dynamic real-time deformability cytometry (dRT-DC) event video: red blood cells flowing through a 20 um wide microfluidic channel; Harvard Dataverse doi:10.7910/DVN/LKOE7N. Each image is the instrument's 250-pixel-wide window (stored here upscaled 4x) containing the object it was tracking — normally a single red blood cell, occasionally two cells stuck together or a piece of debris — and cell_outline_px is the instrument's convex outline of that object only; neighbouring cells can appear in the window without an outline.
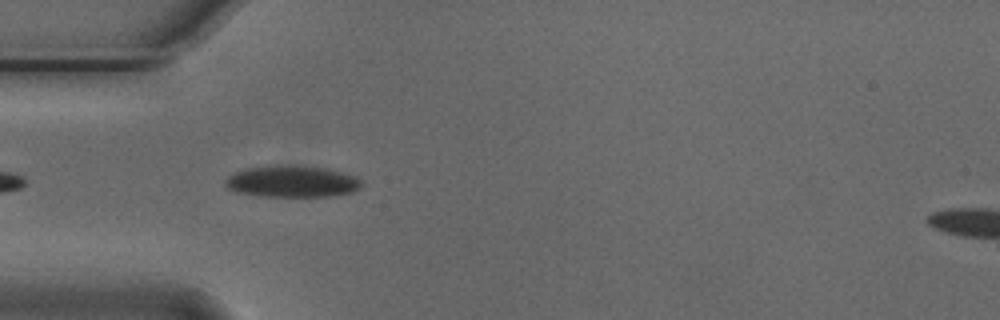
{"species": "Egyptian fruit bat (a non-hibernating species)", "species_latin": "Rousettus aegyptiacus", "temperature_condition": "cold", "stored_images_in_passage": 41, "camera_frame_rate_fps": 3000, "um_per_image_px": 0.085, "animal": {"sex": "male"}, "frame": {"image": 1, "passage_image": 3, "time_ms": 0.667, "image_size_px": [1000, 320], "cell_outline_px": [[364, 184], [360, 188], [352, 192], [332, 196], [256, 196], [236, 192], [228, 188], [224, 184], [224, 180], [232, 172], [244, 168], [268, 164], [296, 164], [328, 168], [344, 172], [356, 176]], "centroid_in_image_um": [24.79, 15.39], "position_along_channel_um": 60.2, "area_um2": 26.01}}
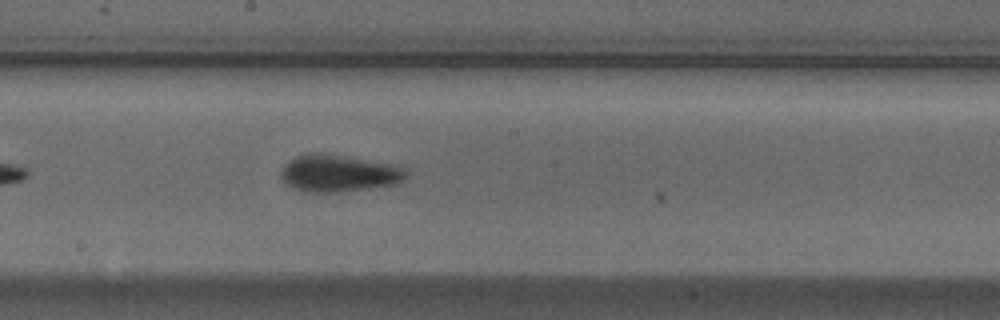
{"frame": {"image": 2, "passage_image": 16, "time_ms": 5.0, "image_size_px": [1000, 320], "cell_outline_px": [[408, 176], [404, 180], [396, 184], [340, 192], [308, 192], [292, 188], [280, 176], [280, 172], [284, 164], [288, 160], [296, 156], [308, 152], [320, 152], [400, 164], [408, 172]], "centroid_in_image_um": [28.82, 14.7], "position_along_channel_um": 219.4, "area_um2": 27.63}}
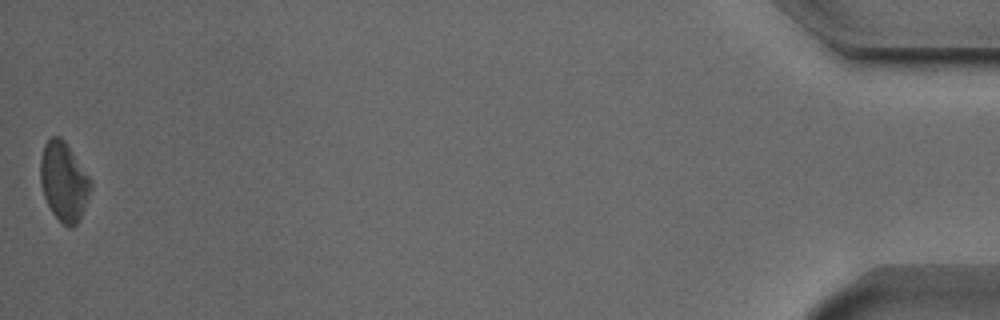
{"frame": {"image": 3, "passage_image": 41, "time_ms": 13.333, "image_size_px": [1000, 320], "cell_outline_px": [[92, 188], [80, 220], [72, 228], [68, 228], [52, 212], [44, 196], [40, 180], [40, 160], [44, 144], [52, 136], [60, 136], [64, 140], [92, 180]], "centroid_in_image_um": [5.44, 15.44], "position_along_channel_um": 429.8, "area_um2": 23.18}, "authors_computed_cell_mechanics": {"area_um2": 24.6228, "velocity_mm_per_s": 3.7349, "shape_relaxation_time_tau1_ms": 2.1212, "shape_relaxation_time_tau2_ms": 6.6637, "deformation_change_tau1": 0.0902, "deformation_change_tau2": 0.1195}}